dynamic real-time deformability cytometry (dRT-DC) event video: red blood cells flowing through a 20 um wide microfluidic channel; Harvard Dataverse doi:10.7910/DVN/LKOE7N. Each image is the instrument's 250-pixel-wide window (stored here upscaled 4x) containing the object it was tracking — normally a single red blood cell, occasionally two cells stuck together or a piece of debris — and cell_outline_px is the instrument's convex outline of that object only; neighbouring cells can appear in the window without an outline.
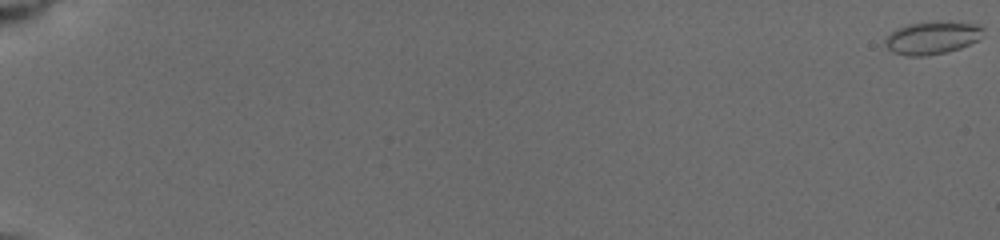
{"species": "common noctule bat (a hibernating species)", "species_latin": "Nyctalus noctula", "temperature_condition": "cold", "stored_images_in_passage": 10, "camera_frame_rate_fps": 3000, "um_per_image_px": 0.085, "animal": {"sex": "female", "body_mass_g": 19.5, "forearm_length_mm": 54.1}, "frame": {"image": 1, "passage_image": 1, "time_ms": 0.0, "image_size_px": [1000, 240], "cell_outline_px": [[984, 28], [980, 40], [960, 48], [928, 56], [908, 56], [892, 52], [884, 44], [884, 40], [896, 28], [908, 24], [948, 20], [976, 24]], "centroid_in_image_um": [79.26, 3.2], "position_along_channel_um": 5.7, "area_um2": 18.96}}